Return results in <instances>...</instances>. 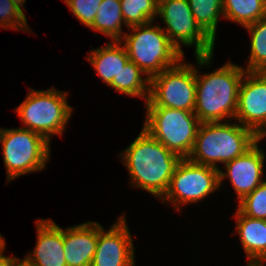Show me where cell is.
<instances>
[{"label":"cell","mask_w":266,"mask_h":266,"mask_svg":"<svg viewBox=\"0 0 266 266\" xmlns=\"http://www.w3.org/2000/svg\"><path fill=\"white\" fill-rule=\"evenodd\" d=\"M11 0H0V27L4 29H15L31 31L24 15Z\"/></svg>","instance_id":"cell-25"},{"label":"cell","mask_w":266,"mask_h":266,"mask_svg":"<svg viewBox=\"0 0 266 266\" xmlns=\"http://www.w3.org/2000/svg\"><path fill=\"white\" fill-rule=\"evenodd\" d=\"M68 93L49 88L34 90L16 107L22 123L28 130L42 135L48 142L52 135H62L71 118L72 107L67 103Z\"/></svg>","instance_id":"cell-5"},{"label":"cell","mask_w":266,"mask_h":266,"mask_svg":"<svg viewBox=\"0 0 266 266\" xmlns=\"http://www.w3.org/2000/svg\"><path fill=\"white\" fill-rule=\"evenodd\" d=\"M125 25L120 0H102L91 30L103 33L112 40H120L124 36L122 25Z\"/></svg>","instance_id":"cell-19"},{"label":"cell","mask_w":266,"mask_h":266,"mask_svg":"<svg viewBox=\"0 0 266 266\" xmlns=\"http://www.w3.org/2000/svg\"><path fill=\"white\" fill-rule=\"evenodd\" d=\"M234 119L256 135L266 128V72L246 71Z\"/></svg>","instance_id":"cell-11"},{"label":"cell","mask_w":266,"mask_h":266,"mask_svg":"<svg viewBox=\"0 0 266 266\" xmlns=\"http://www.w3.org/2000/svg\"><path fill=\"white\" fill-rule=\"evenodd\" d=\"M37 241L33 254L24 257L30 266H67L64 257L63 228L52 219H38Z\"/></svg>","instance_id":"cell-14"},{"label":"cell","mask_w":266,"mask_h":266,"mask_svg":"<svg viewBox=\"0 0 266 266\" xmlns=\"http://www.w3.org/2000/svg\"><path fill=\"white\" fill-rule=\"evenodd\" d=\"M125 26H137L155 21L158 0H120Z\"/></svg>","instance_id":"cell-23"},{"label":"cell","mask_w":266,"mask_h":266,"mask_svg":"<svg viewBox=\"0 0 266 266\" xmlns=\"http://www.w3.org/2000/svg\"><path fill=\"white\" fill-rule=\"evenodd\" d=\"M238 210L247 217L266 220V180L238 201Z\"/></svg>","instance_id":"cell-24"},{"label":"cell","mask_w":266,"mask_h":266,"mask_svg":"<svg viewBox=\"0 0 266 266\" xmlns=\"http://www.w3.org/2000/svg\"><path fill=\"white\" fill-rule=\"evenodd\" d=\"M77 20L90 28L102 0H63Z\"/></svg>","instance_id":"cell-26"},{"label":"cell","mask_w":266,"mask_h":266,"mask_svg":"<svg viewBox=\"0 0 266 266\" xmlns=\"http://www.w3.org/2000/svg\"><path fill=\"white\" fill-rule=\"evenodd\" d=\"M5 240L3 236L0 234V266H10L11 263L17 258V257H6L3 255V251H5Z\"/></svg>","instance_id":"cell-27"},{"label":"cell","mask_w":266,"mask_h":266,"mask_svg":"<svg viewBox=\"0 0 266 266\" xmlns=\"http://www.w3.org/2000/svg\"><path fill=\"white\" fill-rule=\"evenodd\" d=\"M196 104L195 66L182 59L150 78L145 106H159L194 112Z\"/></svg>","instance_id":"cell-9"},{"label":"cell","mask_w":266,"mask_h":266,"mask_svg":"<svg viewBox=\"0 0 266 266\" xmlns=\"http://www.w3.org/2000/svg\"><path fill=\"white\" fill-rule=\"evenodd\" d=\"M143 128L181 159L188 158L201 124L191 111L146 106Z\"/></svg>","instance_id":"cell-6"},{"label":"cell","mask_w":266,"mask_h":266,"mask_svg":"<svg viewBox=\"0 0 266 266\" xmlns=\"http://www.w3.org/2000/svg\"><path fill=\"white\" fill-rule=\"evenodd\" d=\"M196 75V104L194 114L201 123L231 122L237 111L241 81L246 73L244 67L229 61L211 73ZM231 118V119H230Z\"/></svg>","instance_id":"cell-2"},{"label":"cell","mask_w":266,"mask_h":266,"mask_svg":"<svg viewBox=\"0 0 266 266\" xmlns=\"http://www.w3.org/2000/svg\"><path fill=\"white\" fill-rule=\"evenodd\" d=\"M219 168L194 163L183 158L177 164L162 202L180 205L197 203L219 189Z\"/></svg>","instance_id":"cell-10"},{"label":"cell","mask_w":266,"mask_h":266,"mask_svg":"<svg viewBox=\"0 0 266 266\" xmlns=\"http://www.w3.org/2000/svg\"><path fill=\"white\" fill-rule=\"evenodd\" d=\"M130 174L132 188H140L161 199L181 158L153 138L144 128L120 153Z\"/></svg>","instance_id":"cell-1"},{"label":"cell","mask_w":266,"mask_h":266,"mask_svg":"<svg viewBox=\"0 0 266 266\" xmlns=\"http://www.w3.org/2000/svg\"><path fill=\"white\" fill-rule=\"evenodd\" d=\"M171 42L184 54L181 45L195 46L197 66H210L215 42L200 28L191 12L188 0H158V14Z\"/></svg>","instance_id":"cell-7"},{"label":"cell","mask_w":266,"mask_h":266,"mask_svg":"<svg viewBox=\"0 0 266 266\" xmlns=\"http://www.w3.org/2000/svg\"><path fill=\"white\" fill-rule=\"evenodd\" d=\"M128 29L133 33H124L119 41L125 47L129 60L147 77L151 78L184 59V54L171 42L163 28L153 25V21Z\"/></svg>","instance_id":"cell-4"},{"label":"cell","mask_w":266,"mask_h":266,"mask_svg":"<svg viewBox=\"0 0 266 266\" xmlns=\"http://www.w3.org/2000/svg\"><path fill=\"white\" fill-rule=\"evenodd\" d=\"M0 141L8 183L27 173L46 168L51 143L42 135L23 127L2 128Z\"/></svg>","instance_id":"cell-8"},{"label":"cell","mask_w":266,"mask_h":266,"mask_svg":"<svg viewBox=\"0 0 266 266\" xmlns=\"http://www.w3.org/2000/svg\"><path fill=\"white\" fill-rule=\"evenodd\" d=\"M266 137V128H264L258 135H257V141L260 142Z\"/></svg>","instance_id":"cell-30"},{"label":"cell","mask_w":266,"mask_h":266,"mask_svg":"<svg viewBox=\"0 0 266 266\" xmlns=\"http://www.w3.org/2000/svg\"><path fill=\"white\" fill-rule=\"evenodd\" d=\"M125 214L108 231L98 223V242L91 266H134V243Z\"/></svg>","instance_id":"cell-12"},{"label":"cell","mask_w":266,"mask_h":266,"mask_svg":"<svg viewBox=\"0 0 266 266\" xmlns=\"http://www.w3.org/2000/svg\"><path fill=\"white\" fill-rule=\"evenodd\" d=\"M258 144L257 141L243 155L225 163L226 171L219 170V187L224 178H229L239 201L265 181L262 176L266 156Z\"/></svg>","instance_id":"cell-13"},{"label":"cell","mask_w":266,"mask_h":266,"mask_svg":"<svg viewBox=\"0 0 266 266\" xmlns=\"http://www.w3.org/2000/svg\"><path fill=\"white\" fill-rule=\"evenodd\" d=\"M63 240L67 266H91L98 242V222L63 229Z\"/></svg>","instance_id":"cell-15"},{"label":"cell","mask_w":266,"mask_h":266,"mask_svg":"<svg viewBox=\"0 0 266 266\" xmlns=\"http://www.w3.org/2000/svg\"><path fill=\"white\" fill-rule=\"evenodd\" d=\"M89 54L87 60L107 85L117 80L119 72L129 61L126 49L119 40H112L106 46L91 50Z\"/></svg>","instance_id":"cell-17"},{"label":"cell","mask_w":266,"mask_h":266,"mask_svg":"<svg viewBox=\"0 0 266 266\" xmlns=\"http://www.w3.org/2000/svg\"><path fill=\"white\" fill-rule=\"evenodd\" d=\"M235 212V229L243 250L248 258L247 266H265L266 262V220L254 219L242 214L238 209Z\"/></svg>","instance_id":"cell-16"},{"label":"cell","mask_w":266,"mask_h":266,"mask_svg":"<svg viewBox=\"0 0 266 266\" xmlns=\"http://www.w3.org/2000/svg\"><path fill=\"white\" fill-rule=\"evenodd\" d=\"M11 1L15 4V6L18 9H20L24 13V11H23V9L21 7L24 6V4H25L24 2H26V0H11Z\"/></svg>","instance_id":"cell-29"},{"label":"cell","mask_w":266,"mask_h":266,"mask_svg":"<svg viewBox=\"0 0 266 266\" xmlns=\"http://www.w3.org/2000/svg\"><path fill=\"white\" fill-rule=\"evenodd\" d=\"M134 62L128 61L108 86L131 97H140L146 102L149 98L150 78Z\"/></svg>","instance_id":"cell-18"},{"label":"cell","mask_w":266,"mask_h":266,"mask_svg":"<svg viewBox=\"0 0 266 266\" xmlns=\"http://www.w3.org/2000/svg\"><path fill=\"white\" fill-rule=\"evenodd\" d=\"M21 258H16L10 266H30L24 260H20Z\"/></svg>","instance_id":"cell-28"},{"label":"cell","mask_w":266,"mask_h":266,"mask_svg":"<svg viewBox=\"0 0 266 266\" xmlns=\"http://www.w3.org/2000/svg\"><path fill=\"white\" fill-rule=\"evenodd\" d=\"M223 18L243 27L266 18V0H223Z\"/></svg>","instance_id":"cell-20"},{"label":"cell","mask_w":266,"mask_h":266,"mask_svg":"<svg viewBox=\"0 0 266 266\" xmlns=\"http://www.w3.org/2000/svg\"><path fill=\"white\" fill-rule=\"evenodd\" d=\"M200 28L215 42L219 18L223 17V0H188Z\"/></svg>","instance_id":"cell-21"},{"label":"cell","mask_w":266,"mask_h":266,"mask_svg":"<svg viewBox=\"0 0 266 266\" xmlns=\"http://www.w3.org/2000/svg\"><path fill=\"white\" fill-rule=\"evenodd\" d=\"M250 33V55L246 71L266 72V18L244 27Z\"/></svg>","instance_id":"cell-22"},{"label":"cell","mask_w":266,"mask_h":266,"mask_svg":"<svg viewBox=\"0 0 266 266\" xmlns=\"http://www.w3.org/2000/svg\"><path fill=\"white\" fill-rule=\"evenodd\" d=\"M201 123L188 159L194 163L217 167L243 155L257 142V135L240 123Z\"/></svg>","instance_id":"cell-3"}]
</instances>
